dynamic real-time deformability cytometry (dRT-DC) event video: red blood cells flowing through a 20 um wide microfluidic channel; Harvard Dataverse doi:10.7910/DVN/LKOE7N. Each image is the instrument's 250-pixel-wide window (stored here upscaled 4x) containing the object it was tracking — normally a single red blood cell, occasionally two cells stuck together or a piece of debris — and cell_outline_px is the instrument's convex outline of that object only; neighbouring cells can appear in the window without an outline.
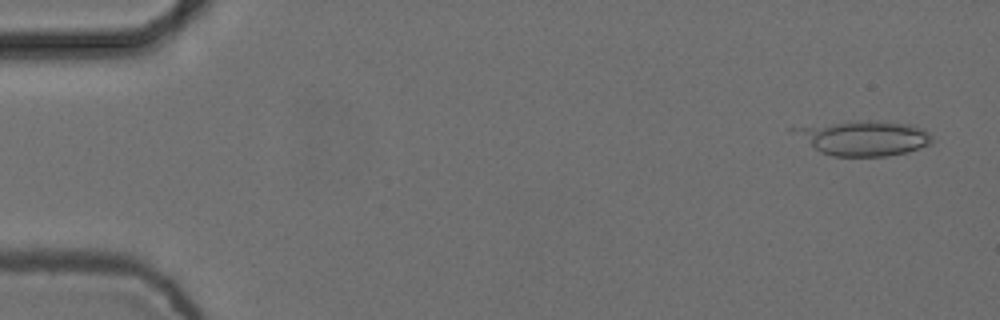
{"species": "common noctule bat (a hibernating species)", "species_latin": "Nyctalus noctula", "temperature_condition": "cold", "stored_images_in_passage": 10, "camera_frame_rate_fps": 3000, "um_per_image_px": 0.085, "animal": {"sex": "female", "body_mass_g": 24.6, "forearm_length_mm": 56.2}, "frame": {"image": 1, "passage_image": 1, "time_ms": 0.0, "image_size_px": [1000, 320], "cell_outline_px": [[932, 144], [908, 152], [888, 156], [832, 156], [820, 152], [792, 132], [788, 128], [848, 120], [876, 120], [912, 124], [924, 128], [932, 136]], "centroid_in_image_um": [73.44, 11.71], "position_along_channel_um": 11.6, "area_um2": 28.55}}
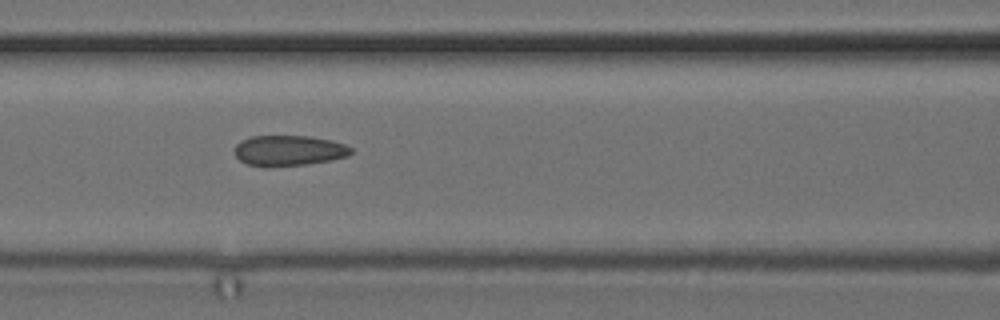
{"frame": {"image": 2, "passage_image": 7, "time_ms": 2.0, "image_size_px": [1000, 320], "cell_outline_px": [[352, 152], [348, 156], [332, 160], [304, 164], [268, 168], [264, 168], [248, 164], [240, 160], [236, 156], [236, 144], [240, 140], [252, 136], [312, 136], [332, 140], [344, 144], [352, 148]], "centroid_in_image_um": [24.55, 12.8], "position_along_channel_um": 142.1, "area_um2": 20.92}}
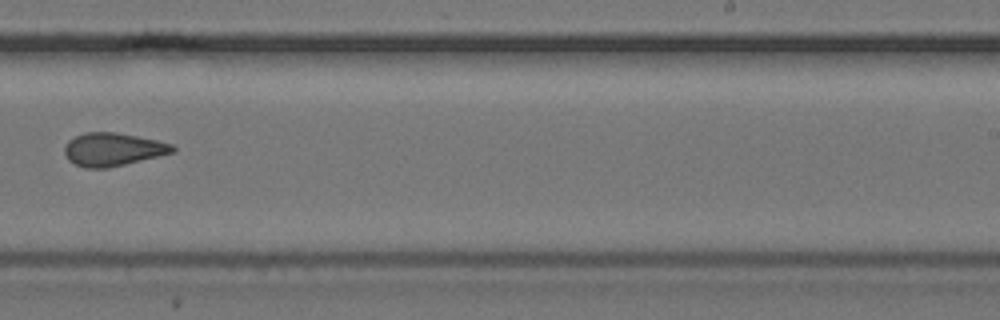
{"frame": {"image": 3, "passage_image": 10, "time_ms": 3.0, "image_size_px": [1000, 320], "cell_outline_px": [[176, 152], [160, 156], [108, 168], [84, 168], [68, 160], [64, 152], [64, 148], [68, 140], [84, 132], [116, 132], [156, 140], [172, 144], [176, 148]], "centroid_in_image_um": [9.6, 12.7], "position_along_channel_um": 279.4, "area_um2": 20.92}}